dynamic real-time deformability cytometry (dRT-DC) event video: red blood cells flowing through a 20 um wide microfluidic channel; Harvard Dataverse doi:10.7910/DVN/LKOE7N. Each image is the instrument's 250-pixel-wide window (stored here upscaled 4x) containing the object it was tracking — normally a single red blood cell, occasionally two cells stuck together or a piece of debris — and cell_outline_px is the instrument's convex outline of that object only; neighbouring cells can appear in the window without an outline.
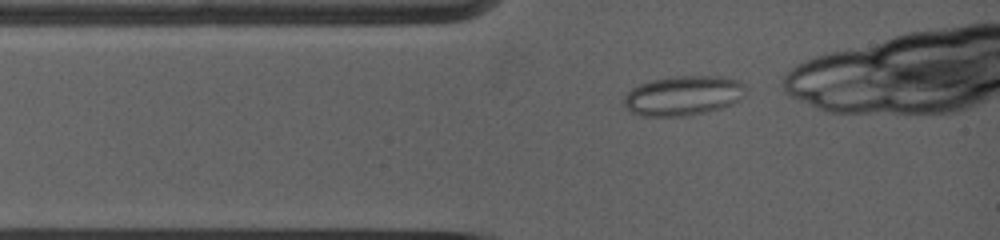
{"species": "common noctule bat (a hibernating species)", "species_latin": "Nyctalus noctula", "temperature_condition": "warm", "stored_images_in_passage": 37, "camera_frame_rate_fps": 5000, "um_per_image_px": 0.085, "animal": {"sex": "female", "body_mass_g": 19.0, "forearm_length_mm": 53.3}, "frame": {"image": 1, "passage_image": 1, "time_ms": 0.0, "image_size_px": [1000, 240], "cell_outline_px": [[744, 88], [740, 100], [732, 104], [708, 112], [684, 116], [640, 116], [632, 112], [624, 104], [624, 96], [632, 88], [640, 84], [652, 80], [668, 76], [720, 76], [740, 80], [744, 84]], "centroid_in_image_um": [58.07, 8.12], "position_along_channel_um": 26.9, "area_um2": 28.21}}
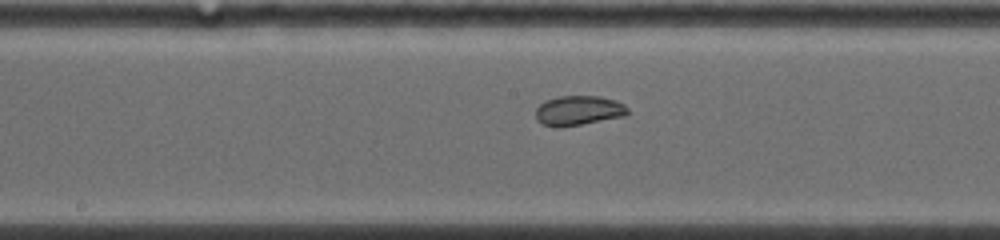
{"frame": {"image": 2, "passage_image": 19, "time_ms": 4.6, "image_size_px": [1000, 240], "cell_outline_px": [[628, 116], [560, 128], [544, 124], [536, 120], [536, 108], [540, 104], [556, 96], [600, 96], [616, 100], [624, 104], [628, 108]], "centroid_in_image_um": [49.21, 9.4], "position_along_channel_um": 199.0, "area_um2": 16.13}}
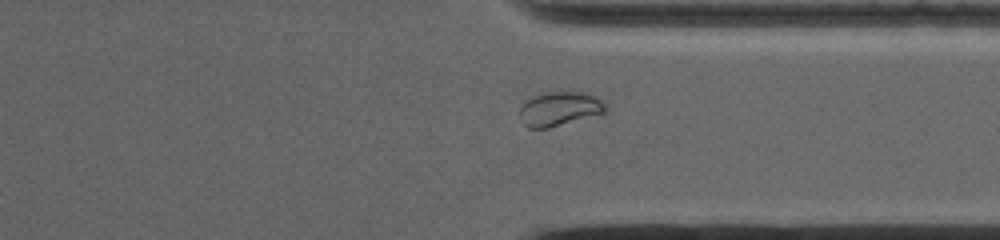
{"frame": {"image": 3, "passage_image": 35, "time_ms": 8.8, "image_size_px": [1000, 240], "cell_outline_px": [[608, 108], [604, 112], [548, 128], [528, 128], [524, 124], [520, 112], [520, 108], [524, 100], [532, 96], [548, 92], [588, 92], [596, 96]], "centroid_in_image_um": [47.54, 9.23], "position_along_channel_um": 363.9, "area_um2": 16.88}}